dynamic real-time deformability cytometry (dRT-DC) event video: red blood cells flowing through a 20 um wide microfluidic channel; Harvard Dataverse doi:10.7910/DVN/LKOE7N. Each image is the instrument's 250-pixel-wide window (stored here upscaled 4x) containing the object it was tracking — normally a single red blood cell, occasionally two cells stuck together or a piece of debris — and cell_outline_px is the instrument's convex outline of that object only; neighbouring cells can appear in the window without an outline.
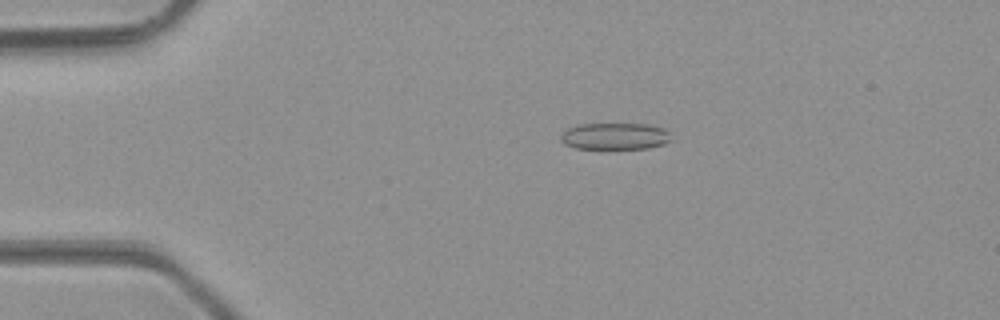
{"species": "common noctule bat (a hibernating species)", "species_latin": "Nyctalus noctula", "temperature_condition": "room temperature", "stored_images_in_passage": 39, "camera_frame_rate_fps": 3000, "um_per_image_px": 0.085, "animal": {"sex": "male", "body_mass_g": 23.1, "forearm_length_mm": 52.7}, "frame": {"image": 1, "passage_image": 1, "time_ms": 0.0, "image_size_px": [1000, 320], "cell_outline_px": [[672, 140], [664, 144], [648, 148], [576, 148], [564, 144], [560, 140], [560, 136], [568, 128], [580, 124], [648, 124], [664, 128], [668, 132]], "centroid_in_image_um": [52.28, 11.57], "position_along_channel_um": 32.7, "area_um2": 17.11}}
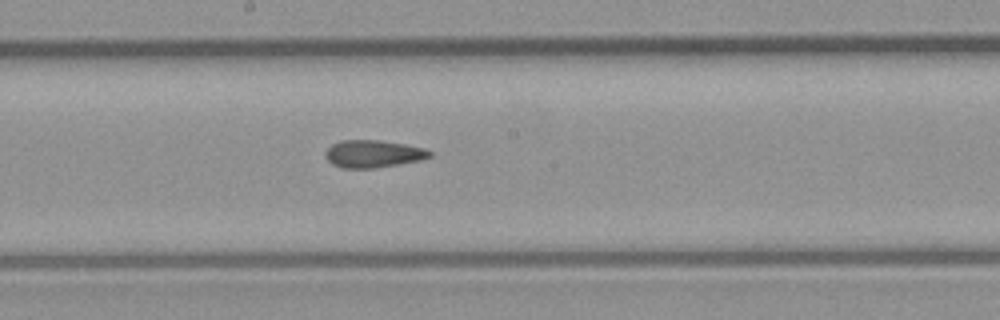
{"frame": {"image": 2, "passage_image": 17, "time_ms": 5.333, "image_size_px": [1000, 320], "cell_outline_px": [[432, 156], [420, 160], [400, 164], [376, 168], [344, 168], [332, 164], [324, 156], [324, 152], [332, 144], [344, 140], [380, 140], [404, 144], [424, 148], [432, 152]], "centroid_in_image_um": [31.71, 13.08], "position_along_channel_um": 216.5, "area_um2": 16.7}}
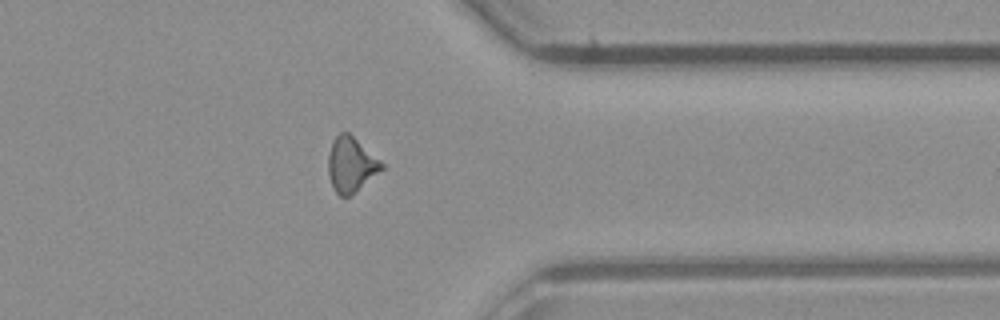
{"frame": {"image": 3, "passage_image": 29, "time_ms": 9.333, "image_size_px": [1000, 320], "cell_outline_px": [[384, 168], [348, 196], [340, 196], [336, 192], [332, 184], [328, 172], [328, 156], [332, 140], [340, 132], [348, 132], [380, 160], [384, 164]], "centroid_in_image_um": [29.82, 13.96], "position_along_channel_um": 381.6, "area_um2": 16.65}, "authors_computed_cell_mechanics": {"area_um2": 16.762, "velocity_mm_per_s": 4.3484, "shape_relaxation_time_tau1_ms": null, "shape_relaxation_time_tau2_ms": 3.3154, "deformation_change_tau1": null, "deformation_change_tau2": 0.1107}}